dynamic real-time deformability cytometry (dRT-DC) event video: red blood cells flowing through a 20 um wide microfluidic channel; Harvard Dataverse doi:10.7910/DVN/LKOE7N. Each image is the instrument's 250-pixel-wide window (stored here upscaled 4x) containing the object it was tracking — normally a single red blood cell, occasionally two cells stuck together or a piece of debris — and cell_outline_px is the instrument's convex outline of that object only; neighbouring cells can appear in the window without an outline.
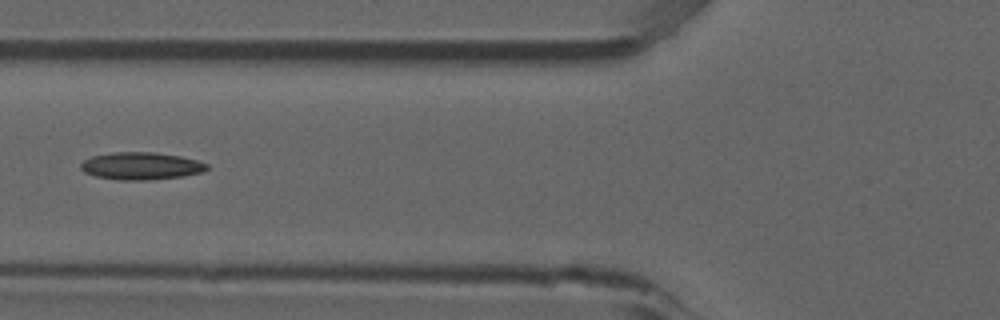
{"species": "common noctule bat (a hibernating species)", "species_latin": "Nyctalus noctula", "temperature_condition": "room temperature", "stored_images_in_passage": 6, "camera_frame_rate_fps": 3000, "um_per_image_px": 0.085, "animal": {"sex": "male", "forearm_length_mm": 52.5}, "frame": {"image": 1, "passage_image": 6, "time_ms": 1.667, "image_size_px": [1000, 320], "cell_outline_px": [[208, 168], [204, 172], [184, 176], [152, 180], [120, 180], [96, 176], [84, 172], [80, 168], [80, 164], [84, 160], [92, 156], [112, 152], [156, 152], [180, 156], [196, 160], [208, 164]], "centroid_in_image_um": [12.0, 14.11], "position_along_channel_um": 113.8, "area_um2": 20.29}}